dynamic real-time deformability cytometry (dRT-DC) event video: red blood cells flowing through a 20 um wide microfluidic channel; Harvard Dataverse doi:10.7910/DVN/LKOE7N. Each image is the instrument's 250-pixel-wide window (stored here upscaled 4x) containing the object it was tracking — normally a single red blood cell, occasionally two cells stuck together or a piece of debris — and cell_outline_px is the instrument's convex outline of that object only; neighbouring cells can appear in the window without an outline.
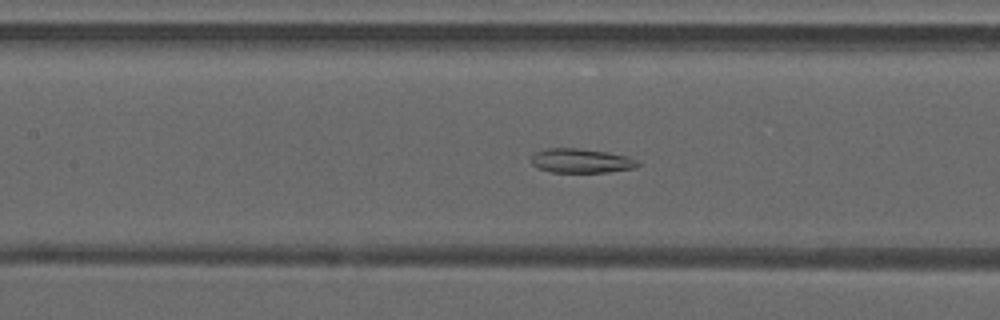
{"species": "common noctule bat (a hibernating species)", "species_latin": "Nyctalus noctula", "temperature_condition": "warm", "stored_images_in_passage": 36, "camera_frame_rate_fps": 3000, "um_per_image_px": 0.085, "animal": {"sex": "male", "forearm_length_mm": 52.5}, "frame": {"image": 1, "passage_image": 9, "time_ms": 2.667, "image_size_px": [1000, 320], "cell_outline_px": [[640, 164], [636, 168], [608, 172], [552, 172], [540, 168], [532, 164], [532, 156], [536, 152], [548, 148], [576, 148], [608, 152], [628, 156], [636, 160]], "centroid_in_image_um": [49.44, 13.66], "position_along_channel_um": 158.0, "area_um2": 14.97}}
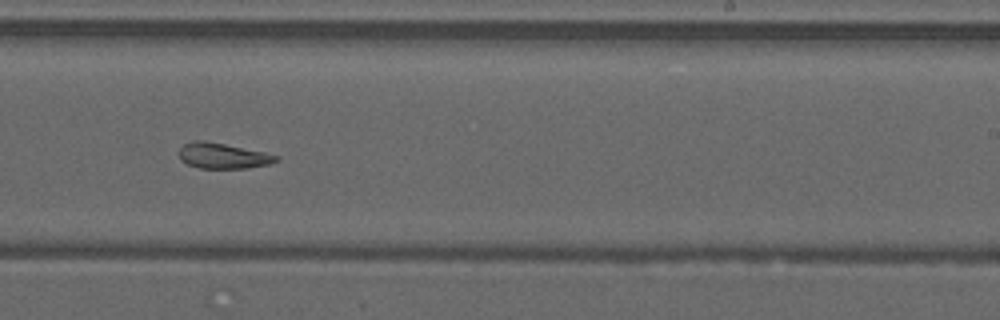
{"frame": {"image": 2, "passage_image": 17, "time_ms": 5.333, "image_size_px": [1000, 320], "cell_outline_px": [[280, 160], [268, 164], [248, 168], [200, 168], [188, 164], [180, 160], [180, 148], [184, 144], [192, 140], [204, 140], [264, 152], [280, 156]], "centroid_in_image_um": [18.95, 13.24], "position_along_channel_um": 270.0, "area_um2": 14.39}}
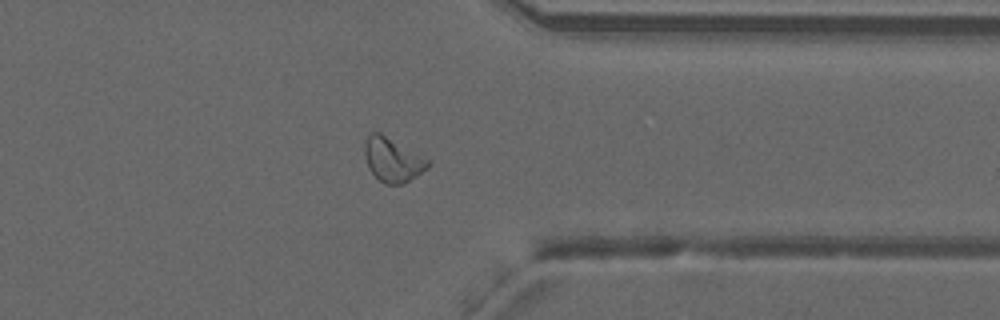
{"frame": {"image": 3, "passage_image": 25, "time_ms": 8.0, "image_size_px": [1000, 320], "cell_outline_px": [[432, 164], [428, 168], [404, 184], [384, 184], [368, 168], [364, 156], [364, 144], [368, 136], [372, 132], [380, 132], [432, 160]], "centroid_in_image_um": [33.41, 13.57], "position_along_channel_um": 378.0, "area_um2": 16.53}, "authors_computed_cell_mechanics": {"area_um2": 15.8083, "velocity_mm_per_s": 4.2179, "shape_relaxation_time_tau1_ms": null, "shape_relaxation_time_tau2_ms": 4.3634, "deformation_change_tau1": null, "deformation_change_tau2": 0.13}}